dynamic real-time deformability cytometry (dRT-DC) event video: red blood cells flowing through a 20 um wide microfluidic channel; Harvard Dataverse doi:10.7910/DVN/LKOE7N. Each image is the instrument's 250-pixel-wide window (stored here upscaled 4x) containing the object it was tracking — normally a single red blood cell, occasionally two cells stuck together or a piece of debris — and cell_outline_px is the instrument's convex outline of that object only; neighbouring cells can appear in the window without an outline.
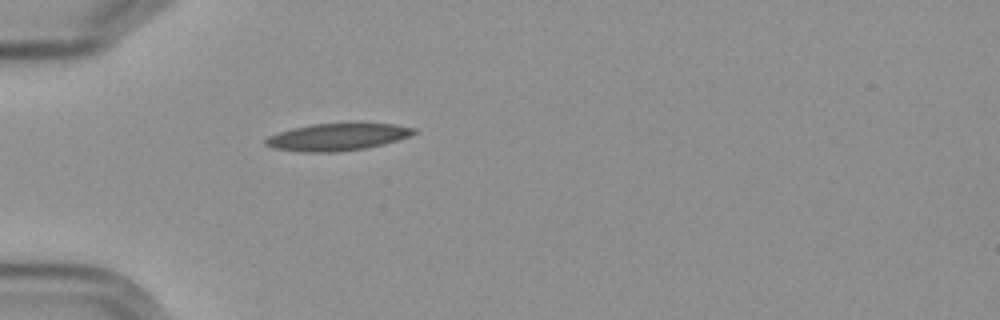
{"species": "Egyptian fruit bat (a non-hibernating species)", "species_latin": "Rousettus aegyptiacus", "temperature_condition": "cold", "stored_images_in_passage": 1, "camera_frame_rate_fps": 3000, "um_per_image_px": 0.085, "frame": {"image": 1, "passage_image": 1, "time_ms": 0.0, "image_size_px": [1000, 320], "cell_outline_px": [[416, 132], [408, 136], [384, 144], [364, 148], [332, 152], [304, 152], [272, 148], [264, 144], [264, 140], [268, 136], [292, 128], [312, 124], [356, 120], [396, 124], [416, 128]], "centroid_in_image_um": [28.71, 11.59], "position_along_channel_um": 56.3, "area_um2": 24.33}}